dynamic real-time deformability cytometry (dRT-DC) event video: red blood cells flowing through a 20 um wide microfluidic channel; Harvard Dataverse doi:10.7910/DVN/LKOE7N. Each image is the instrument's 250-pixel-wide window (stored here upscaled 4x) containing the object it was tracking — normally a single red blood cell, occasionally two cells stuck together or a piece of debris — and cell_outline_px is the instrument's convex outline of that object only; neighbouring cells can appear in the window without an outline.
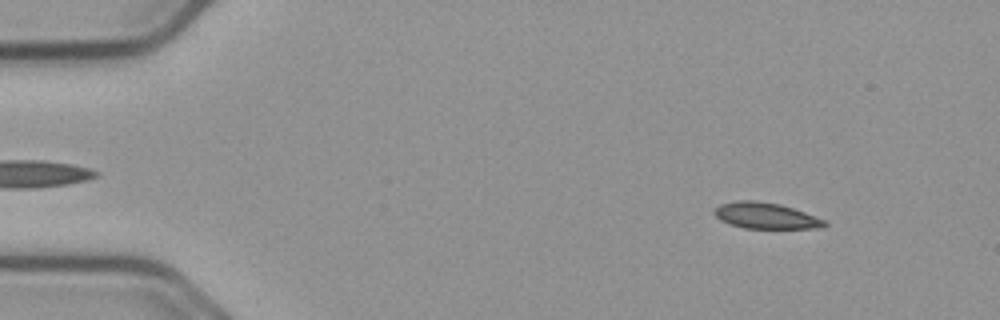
{"species": "common noctule bat (a hibernating species)", "species_latin": "Nyctalus noctula", "temperature_condition": "cold", "stored_images_in_passage": 56, "segment_of_instrument_passage": [1, 2], "camera_frame_rate_fps": 3000, "um_per_image_px": 0.085, "animal": {"sex": "male", "body_mass_g": 23.1, "forearm_length_mm": 52.7}, "frame": {"image": 1, "passage_image": 6, "time_ms": 1.667, "image_size_px": [1000, 320], "cell_outline_px": [[828, 224], [824, 228], [744, 228], [720, 220], [712, 212], [720, 204], [736, 200], [752, 200], [780, 204], [828, 220]], "centroid_in_image_um": [65.12, 18.33], "position_along_channel_um": 19.9, "area_um2": 16.76}}
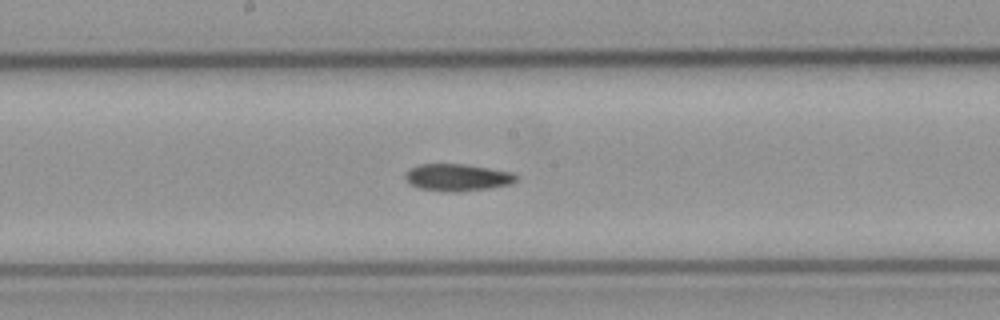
{"frame": {"image": 2, "passage_image": 29, "time_ms": 9.333, "image_size_px": [1000, 320], "cell_outline_px": [[520, 176], [512, 184], [488, 188], [460, 192], [452, 192], [420, 188], [412, 184], [404, 176], [412, 168], [420, 164], [464, 164], [512, 172]], "centroid_in_image_um": [38.95, 15.08], "position_along_channel_um": 209.2, "area_um2": 17.28}}
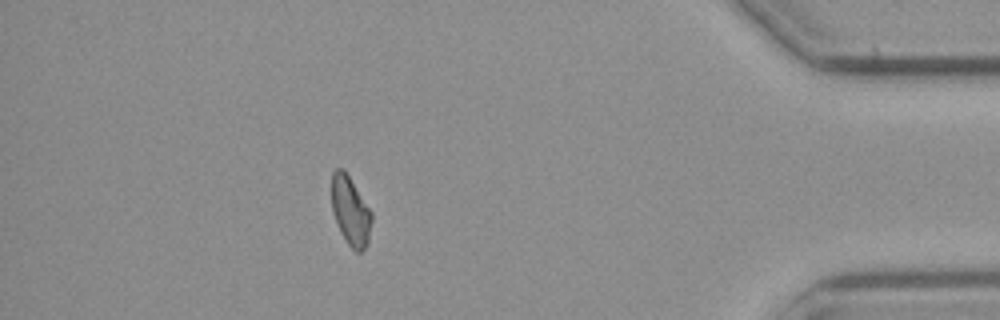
{"frame": {"image": 3, "passage_image": 49, "time_ms": 16.0, "image_size_px": [1000, 320], "cell_outline_px": [[372, 220], [368, 244], [360, 252], [356, 252], [348, 244], [340, 232], [332, 212], [332, 172], [336, 168], [344, 168], [372, 212]], "centroid_in_image_um": [29.79, 17.92], "position_along_channel_um": 405.4, "area_um2": 16.18}}